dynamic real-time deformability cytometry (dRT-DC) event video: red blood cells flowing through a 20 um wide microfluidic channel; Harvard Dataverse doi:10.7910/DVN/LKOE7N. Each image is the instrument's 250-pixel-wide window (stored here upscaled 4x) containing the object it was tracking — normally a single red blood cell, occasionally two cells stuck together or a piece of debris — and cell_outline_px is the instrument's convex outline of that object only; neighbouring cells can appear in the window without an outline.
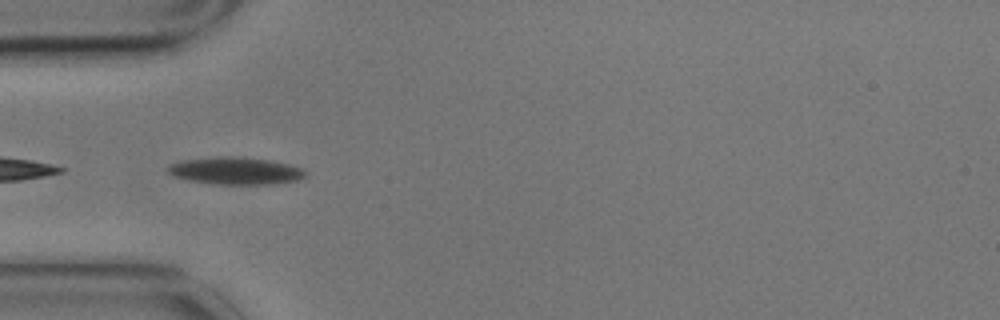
{"species": "common noctule bat (a hibernating species)", "species_latin": "Nyctalus noctula", "temperature_condition": "cold", "stored_images_in_passage": 6, "camera_frame_rate_fps": 3000, "um_per_image_px": 0.085, "animal": {"sex": "male", "body_mass_g": 17.9}, "frame": {"image": 1, "passage_image": 2, "time_ms": 0.333, "image_size_px": [1000, 320], "cell_outline_px": [[308, 176], [300, 180], [276, 184], [212, 184], [188, 180], [172, 176], [164, 168], [180, 160], [220, 156], [244, 156], [272, 160], [304, 168], [308, 172]], "centroid_in_image_um": [20.07, 14.51], "position_along_channel_um": 64.9, "area_um2": 22.54}}